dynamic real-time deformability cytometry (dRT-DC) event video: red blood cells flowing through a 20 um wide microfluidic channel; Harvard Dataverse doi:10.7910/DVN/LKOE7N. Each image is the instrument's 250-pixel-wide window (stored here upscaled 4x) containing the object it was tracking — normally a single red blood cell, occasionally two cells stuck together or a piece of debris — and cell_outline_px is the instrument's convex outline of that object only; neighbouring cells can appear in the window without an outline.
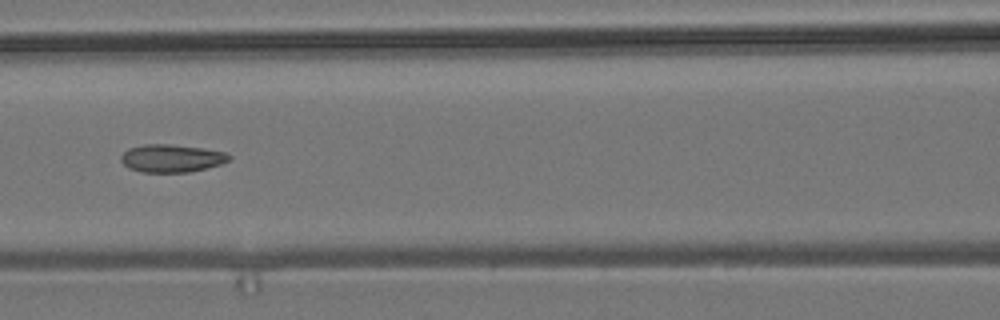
{"species": "common noctule bat (a hibernating species)", "species_latin": "Nyctalus noctula", "temperature_condition": "room temperature", "stored_images_in_passage": 9, "camera_frame_rate_fps": 3000, "um_per_image_px": 0.085, "animal": {"sex": "male", "body_mass_g": 19.2, "forearm_length_mm": 51.8}, "frame": {"image": 1, "passage_image": 6, "time_ms": 6.667, "image_size_px": [1000, 320], "cell_outline_px": [[232, 156], [228, 160], [220, 164], [188, 172], [144, 172], [128, 168], [120, 160], [120, 156], [128, 148], [144, 144], [168, 144], [204, 148], [224, 152]], "centroid_in_image_um": [14.55, 13.44], "position_along_channel_um": 152.1, "area_um2": 17.4}}
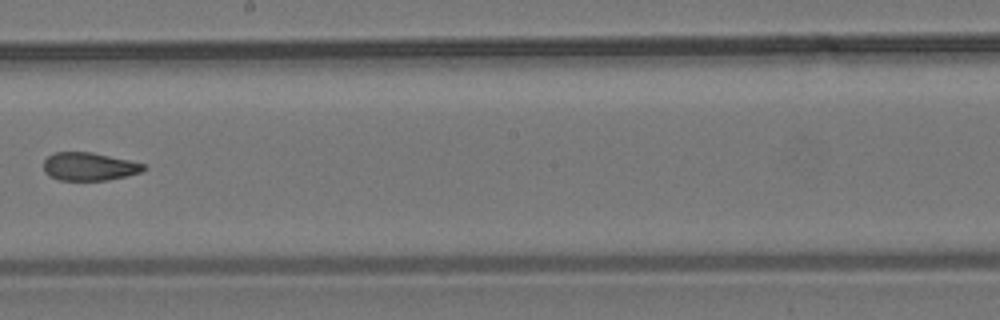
{"frame": {"image": 2, "passage_image": 8, "time_ms": 9.0, "image_size_px": [1000, 320], "cell_outline_px": [[148, 168], [140, 172], [128, 176], [108, 180], [60, 180], [48, 176], [44, 172], [44, 160], [48, 156], [56, 152], [92, 152], [128, 160], [144, 164]], "centroid_in_image_um": [7.57, 14.16], "position_along_channel_um": 240.6, "area_um2": 16.42}}
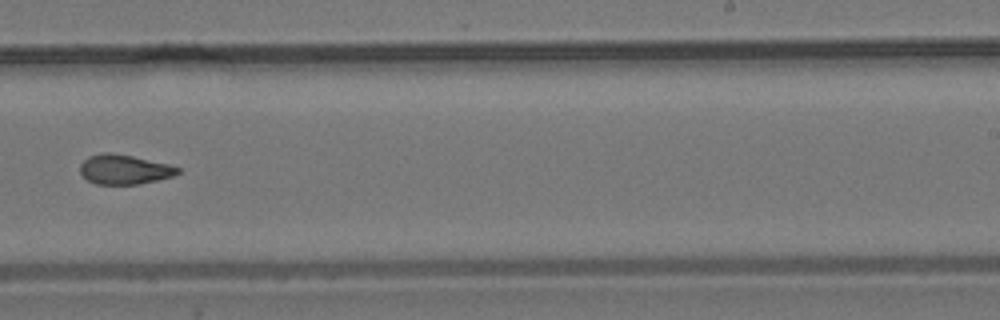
{"frame": {"image": 3, "passage_image": 9, "time_ms": 10.0, "image_size_px": [1000, 320], "cell_outline_px": [[180, 172], [172, 176], [140, 184], [96, 184], [88, 180], [80, 172], [80, 164], [88, 156], [100, 152], [112, 152], [132, 156], [168, 164], [180, 168]], "centroid_in_image_um": [10.54, 14.39], "position_along_channel_um": 278.5, "area_um2": 16.82}}